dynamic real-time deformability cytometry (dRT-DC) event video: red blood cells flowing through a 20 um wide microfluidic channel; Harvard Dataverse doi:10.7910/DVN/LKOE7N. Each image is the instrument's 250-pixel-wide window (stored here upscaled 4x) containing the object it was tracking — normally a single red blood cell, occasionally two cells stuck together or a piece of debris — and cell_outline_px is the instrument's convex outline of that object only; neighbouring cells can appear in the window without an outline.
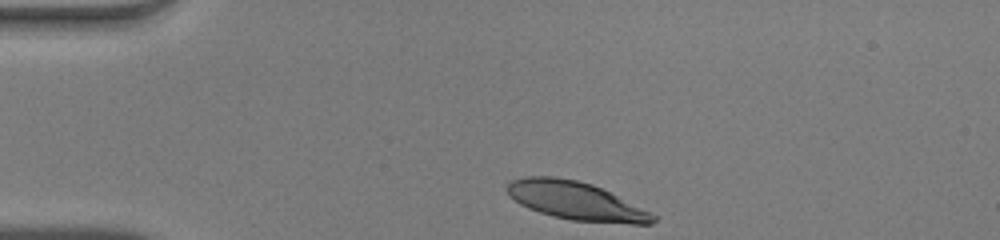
{"species": "human", "species_latin": "Homo sapiens", "temperature_condition": "warm", "stored_images_in_passage": 32, "camera_frame_rate_fps": 3000, "um_per_image_px": 0.085, "donor": {"sex": "male"}, "frame": {"image": 1, "passage_image": 1, "time_ms": 0.0, "image_size_px": [1000, 240], "cell_outline_px": [[656, 220], [652, 224], [632, 224], [572, 220], [552, 216], [528, 208], [520, 204], [508, 196], [504, 188], [512, 180], [524, 176], [552, 176], [576, 180], [592, 184], [656, 216]], "centroid_in_image_um": [48.85, 17.07], "position_along_channel_um": 36.1, "area_um2": 32.02}}
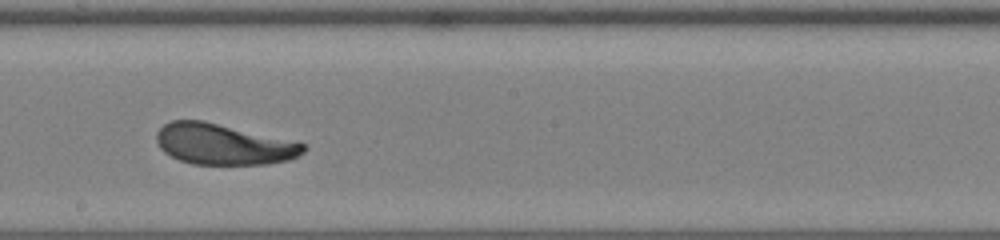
{"frame": {"image": 2, "passage_image": 19, "time_ms": 6.0, "image_size_px": [1000, 240], "cell_outline_px": [[308, 148], [304, 152], [288, 160], [264, 164], [192, 164], [180, 160], [164, 152], [160, 148], [156, 140], [156, 132], [164, 124], [172, 120], [204, 120], [308, 144]], "centroid_in_image_um": [18.99, 12.25], "position_along_channel_um": 229.2, "area_um2": 34.97}}
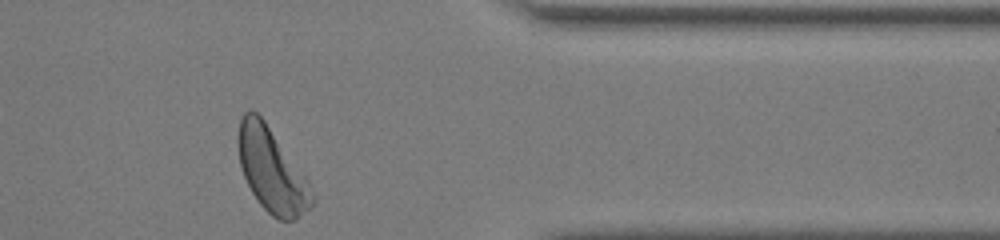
{"frame": {"image": 3, "passage_image": 32, "time_ms": 10.333, "image_size_px": [1000, 240], "cell_outline_px": [[316, 200], [312, 208], [296, 220], [276, 220], [260, 204], [252, 192], [244, 176], [240, 164], [236, 144], [236, 136], [240, 120], [244, 112], [248, 108], [252, 108], [264, 120], [308, 180], [316, 196]], "centroid_in_image_um": [23.11, 14.48], "position_along_channel_um": 388.3, "area_um2": 36.59}, "authors_computed_cell_mechanics": {"area_um2": 35.4892, "velocity_mm_per_s": 4.0375, "shape_relaxation_time_tau1_ms": 2.6225, "shape_relaxation_time_tau2_ms": 2.2698, "deformation_change_tau1": 0.1596, "deformation_change_tau2": 0.0868}}